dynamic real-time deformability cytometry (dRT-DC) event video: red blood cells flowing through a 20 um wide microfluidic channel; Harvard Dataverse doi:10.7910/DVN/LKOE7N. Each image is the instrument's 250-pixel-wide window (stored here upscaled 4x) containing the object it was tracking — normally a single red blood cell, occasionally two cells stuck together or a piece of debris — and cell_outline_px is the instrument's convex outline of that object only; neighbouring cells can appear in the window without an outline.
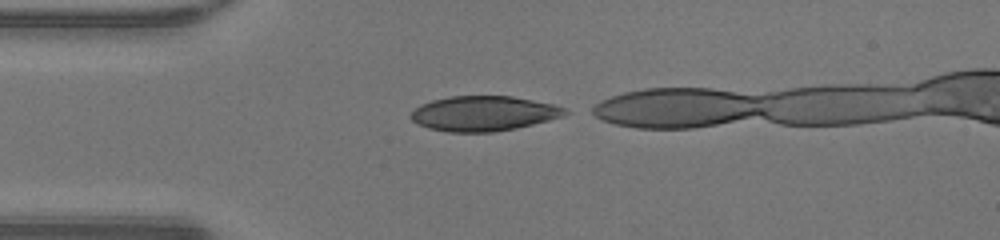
{"species": "human", "species_latin": "Homo sapiens", "temperature_condition": "warm", "stored_images_in_passage": 21, "camera_frame_rate_fps": 3000, "um_per_image_px": 0.085, "donor": {"sex": "male"}, "frame": {"image": 1, "passage_image": 1, "time_ms": 0.0, "image_size_px": [1000, 240], "cell_outline_px": [[568, 112], [564, 116], [516, 128], [496, 132], [448, 132], [428, 128], [416, 124], [408, 116], [420, 104], [432, 100], [448, 96], [512, 96], [552, 104], [568, 108]], "centroid_in_image_um": [41.08, 9.65], "position_along_channel_um": 43.9, "area_um2": 31.56}}
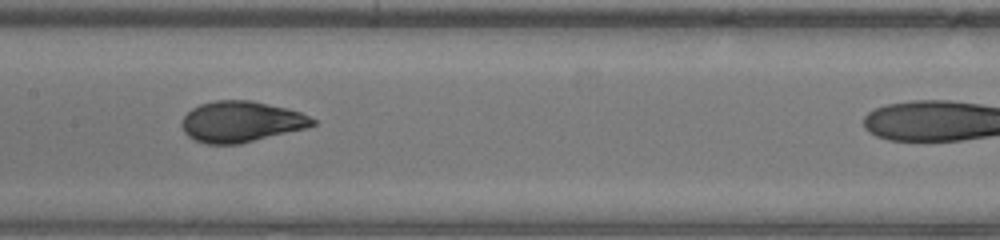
{"frame": {"image": 2, "passage_image": 12, "time_ms": 3.667, "image_size_px": [1000, 240], "cell_outline_px": [[316, 124], [308, 128], [240, 144], [204, 144], [192, 140], [184, 132], [180, 124], [184, 116], [192, 108], [200, 104], [216, 100], [252, 100], [288, 108], [300, 112], [316, 120]], "centroid_in_image_um": [20.49, 10.35], "position_along_channel_um": 186.9, "area_um2": 31.56}}
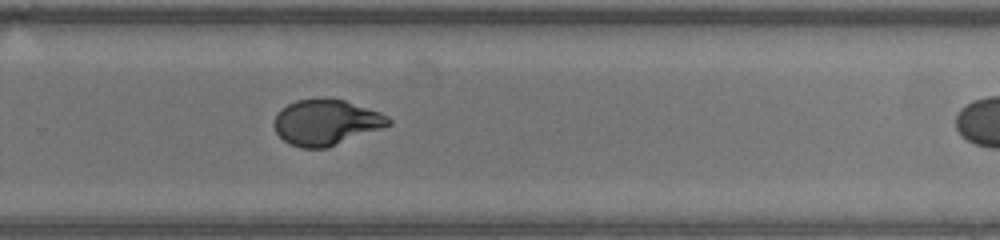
{"frame": {"image": 3, "passage_image": 20, "time_ms": 6.333, "image_size_px": [1000, 240], "cell_outline_px": [[392, 124], [328, 148], [300, 148], [288, 144], [276, 132], [276, 112], [280, 108], [296, 100], [324, 96], [344, 100], [380, 112], [388, 116], [392, 120]], "centroid_in_image_um": [27.72, 10.38], "position_along_channel_um": 302.1, "area_um2": 30.69}}